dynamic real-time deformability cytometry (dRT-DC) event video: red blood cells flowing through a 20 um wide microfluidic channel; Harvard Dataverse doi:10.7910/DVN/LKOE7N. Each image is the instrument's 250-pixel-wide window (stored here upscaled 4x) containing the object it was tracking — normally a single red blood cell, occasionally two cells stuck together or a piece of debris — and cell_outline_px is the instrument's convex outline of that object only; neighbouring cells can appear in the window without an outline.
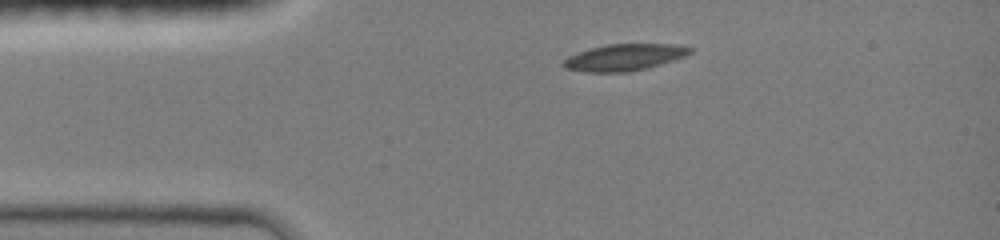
{"species": "common noctule bat (a hibernating species)", "species_latin": "Nyctalus noctula", "temperature_condition": "room temperature", "stored_images_in_passage": 35, "camera_frame_rate_fps": 3000, "um_per_image_px": 0.085, "animal": {"sex": "female", "body_mass_g": 19.0, "forearm_length_mm": 51.5}, "frame": {"image": 1, "passage_image": 1, "time_ms": 0.0, "image_size_px": [1000, 240], "cell_outline_px": [[692, 52], [684, 56], [672, 60], [644, 68], [628, 72], [588, 72], [564, 68], [560, 64], [568, 56], [592, 48], [608, 44], [676, 44], [692, 48]], "centroid_in_image_um": [53.03, 4.87], "position_along_channel_um": 32.0, "area_um2": 19.31}}
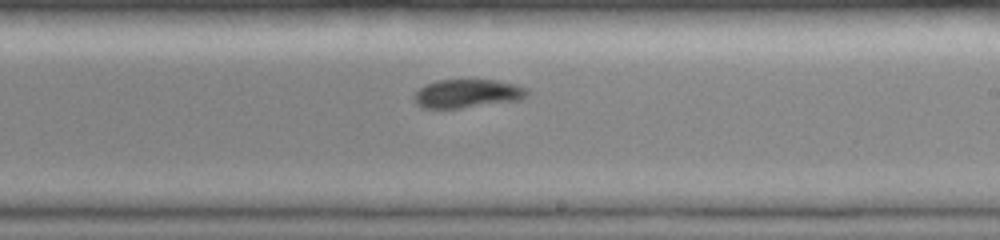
{"frame": {"image": 2, "passage_image": 20, "time_ms": 6.333, "image_size_px": [1000, 240], "cell_outline_px": [[528, 96], [520, 100], [460, 108], [424, 108], [416, 104], [412, 100], [412, 96], [420, 88], [436, 80], [496, 80], [516, 84], [524, 88], [528, 92]], "centroid_in_image_um": [39.7, 7.96], "position_along_channel_um": 249.3, "area_um2": 18.79}}
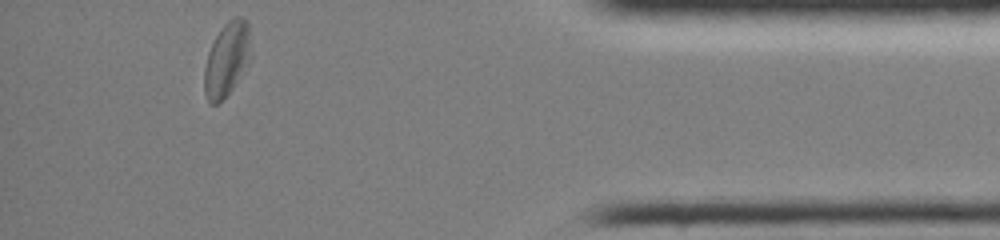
{"frame": {"image": 3, "passage_image": 35, "time_ms": 11.333, "image_size_px": [1000, 240], "cell_outline_px": [[248, 60], [232, 88], [216, 104], [212, 104], [208, 100], [204, 92], [204, 68], [208, 52], [216, 36], [224, 24], [228, 20], [236, 16], [240, 16], [248, 20]], "centroid_in_image_um": [19.23, 5.0], "position_along_channel_um": 416.0, "area_um2": 19.19}, "authors_computed_cell_mechanics": {"area_um2": 19.941, "velocity_mm_per_s": 3.9714, "shape_relaxation_time_tau1_ms": 8.3824, "shape_relaxation_time_tau2_ms": null, "deformation_change_tau1": 0.2089, "deformation_change_tau2": null}}